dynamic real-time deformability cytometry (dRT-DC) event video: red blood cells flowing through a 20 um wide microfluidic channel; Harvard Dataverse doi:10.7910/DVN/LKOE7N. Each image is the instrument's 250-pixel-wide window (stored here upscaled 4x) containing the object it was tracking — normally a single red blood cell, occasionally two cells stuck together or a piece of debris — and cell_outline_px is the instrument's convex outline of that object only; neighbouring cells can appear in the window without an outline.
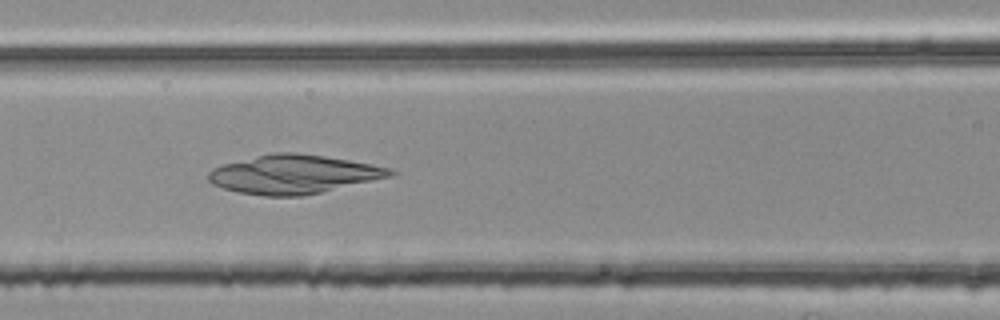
{"species": "common noctule bat (a hibernating species)", "species_latin": "Nyctalus noctula", "temperature_condition": "room temperature", "stored_images_in_passage": 54, "camera_frame_rate_fps": 3000, "um_per_image_px": 0.085, "animal": {"sex": "female", "body_mass_g": 25.1}, "frame": {"image": 1, "passage_image": 23, "time_ms": 7.333, "image_size_px": [1000, 320], "cell_outline_px": [[396, 172], [392, 176], [320, 192], [300, 196], [264, 196], [240, 192], [224, 188], [212, 184], [208, 180], [208, 172], [212, 168], [224, 164], [276, 152], [296, 152], [324, 156], [348, 160], [388, 168]], "centroid_in_image_um": [24.92, 14.82], "position_along_channel_um": 141.7, "area_um2": 40.34}}
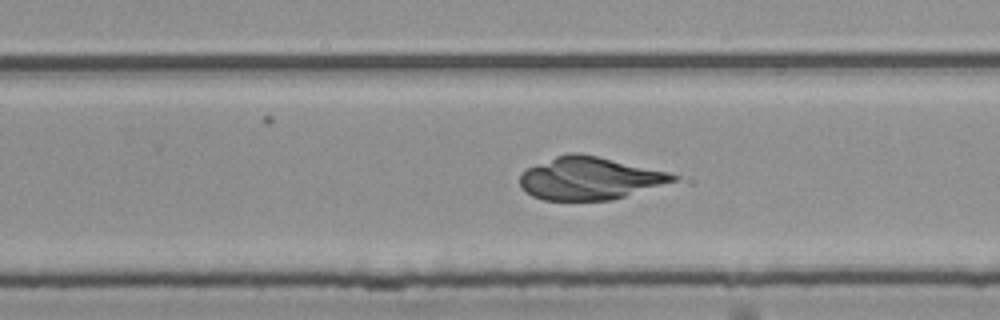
{"frame": {"image": 2, "passage_image": 34, "time_ms": 11.0, "image_size_px": [1000, 320], "cell_outline_px": [[680, 176], [676, 180], [612, 200], [544, 200], [532, 196], [520, 188], [520, 172], [528, 168], [556, 156], [568, 152], [576, 152], [596, 156], [668, 172]], "centroid_in_image_um": [50.06, 15.16], "position_along_channel_um": 279.7, "area_um2": 37.69}}
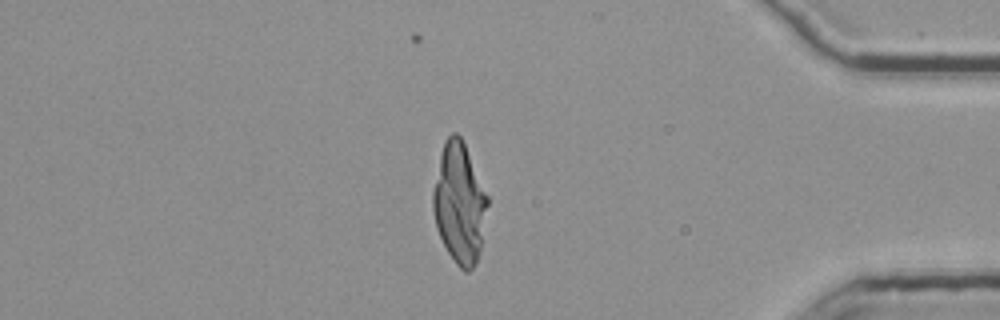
{"frame": {"image": 3, "passage_image": 46, "time_ms": 15.0, "image_size_px": [1000, 320], "cell_outline_px": [[488, 204], [480, 248], [476, 260], [472, 268], [468, 272], [464, 272], [456, 264], [448, 252], [436, 228], [432, 208], [432, 192], [440, 156], [444, 140], [452, 132], [456, 132], [460, 136], [464, 144], [488, 196]], "centroid_in_image_um": [39.03, 17.27], "position_along_channel_um": 396.2, "area_um2": 37.8}}